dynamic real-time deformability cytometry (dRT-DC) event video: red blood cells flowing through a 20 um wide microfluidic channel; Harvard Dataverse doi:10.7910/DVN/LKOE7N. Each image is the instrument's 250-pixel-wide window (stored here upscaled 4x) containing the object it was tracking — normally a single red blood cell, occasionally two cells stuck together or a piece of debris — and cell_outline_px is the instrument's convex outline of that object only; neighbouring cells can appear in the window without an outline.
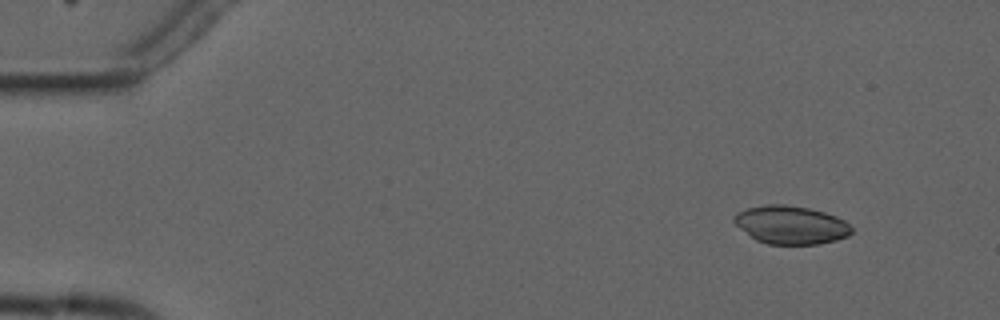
{"species": "common noctule bat (a hibernating species)", "species_latin": "Nyctalus noctula", "temperature_condition": "cold", "stored_images_in_passage": 4, "camera_frame_rate_fps": 3000, "um_per_image_px": 0.085, "animal": {"sex": "male", "forearm_length_mm": 52.5}, "frame": {"image": 1, "passage_image": 1, "time_ms": 0.0, "image_size_px": [1000, 320], "cell_outline_px": [[852, 232], [848, 236], [836, 240], [820, 244], [768, 244], [756, 240], [740, 228], [732, 220], [732, 216], [736, 212], [748, 208], [768, 204], [784, 204], [808, 208], [824, 212], [836, 216], [844, 220], [852, 228]], "centroid_in_image_um": [67.22, 19.11], "position_along_channel_um": 17.8, "area_um2": 26.18}}
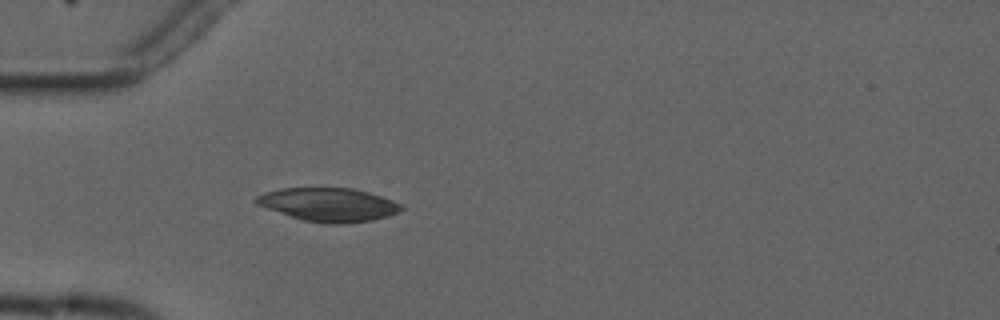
{"frame": {"image": 2, "passage_image": 4, "time_ms": 3.667, "image_size_px": [1000, 320], "cell_outline_px": [[404, 208], [400, 212], [388, 216], [372, 220], [344, 224], [328, 224], [304, 220], [256, 204], [252, 200], [256, 196], [264, 192], [280, 188], [352, 188], [368, 192], [404, 204]], "centroid_in_image_um": [27.96, 17.39], "position_along_channel_um": 57.0, "area_um2": 28.32}}